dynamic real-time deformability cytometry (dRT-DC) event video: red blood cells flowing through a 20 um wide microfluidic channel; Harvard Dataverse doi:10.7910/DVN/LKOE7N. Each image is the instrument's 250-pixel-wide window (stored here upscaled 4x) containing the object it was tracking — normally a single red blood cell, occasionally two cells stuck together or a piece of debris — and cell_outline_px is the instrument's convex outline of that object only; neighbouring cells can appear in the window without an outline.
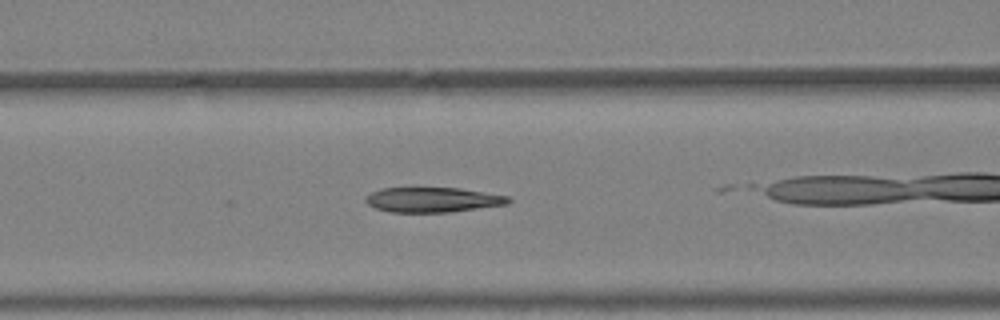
{"species": "Egyptian fruit bat (a non-hibernating species)", "species_latin": "Rousettus aegyptiacus", "temperature_condition": "warm", "stored_images_in_passage": 9, "camera_frame_rate_fps": 3000, "um_per_image_px": 0.085, "animal": {"sex": "female"}, "frame": {"image": 1, "passage_image": 3, "time_ms": 0.667, "image_size_px": [1000, 320], "cell_outline_px": [[512, 200], [508, 204], [448, 212], [388, 212], [376, 208], [368, 204], [364, 200], [372, 192], [384, 188], [460, 188], [508, 196]], "centroid_in_image_um": [36.79, 16.98], "position_along_channel_um": 129.8, "area_um2": 20.52}}
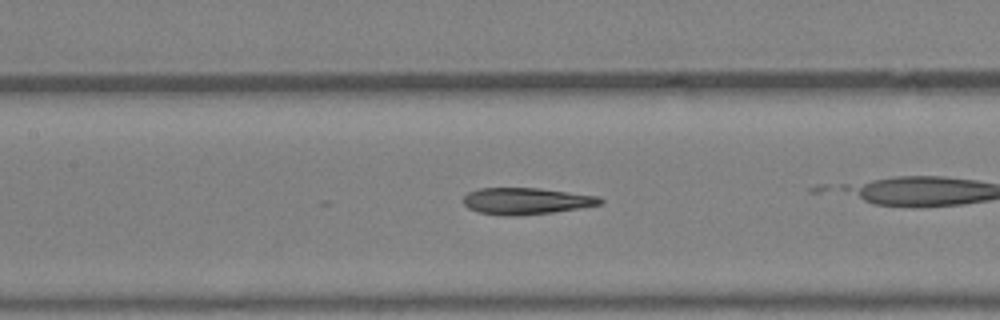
{"frame": {"image": 2, "passage_image": 5, "time_ms": 1.333, "image_size_px": [1000, 320], "cell_outline_px": [[604, 204], [556, 212], [516, 216], [504, 216], [480, 212], [468, 208], [464, 204], [464, 196], [468, 192], [480, 188], [540, 188], [600, 196], [604, 200]], "centroid_in_image_um": [44.78, 17.09], "position_along_channel_um": 162.6, "area_um2": 21.44}}
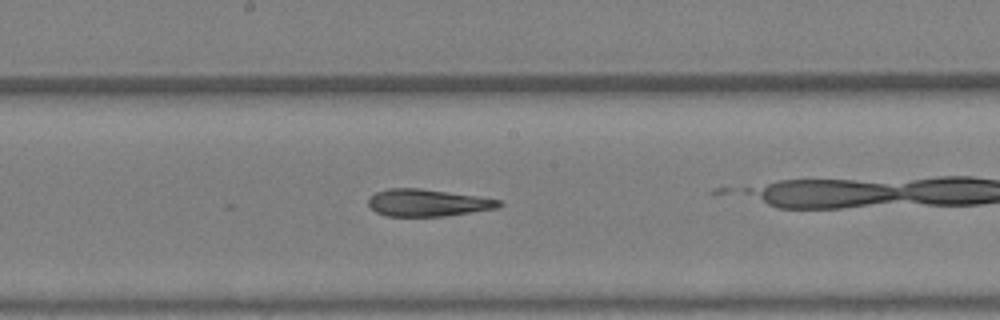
{"frame": {"image": 3, "passage_image": 8, "time_ms": 2.333, "image_size_px": [1000, 320], "cell_outline_px": [[504, 204], [496, 208], [444, 216], [384, 216], [376, 212], [368, 204], [368, 196], [376, 192], [388, 188], [420, 188], [476, 196], [500, 200]], "centroid_in_image_um": [36.29, 17.23], "position_along_channel_um": 211.9, "area_um2": 20.58}}